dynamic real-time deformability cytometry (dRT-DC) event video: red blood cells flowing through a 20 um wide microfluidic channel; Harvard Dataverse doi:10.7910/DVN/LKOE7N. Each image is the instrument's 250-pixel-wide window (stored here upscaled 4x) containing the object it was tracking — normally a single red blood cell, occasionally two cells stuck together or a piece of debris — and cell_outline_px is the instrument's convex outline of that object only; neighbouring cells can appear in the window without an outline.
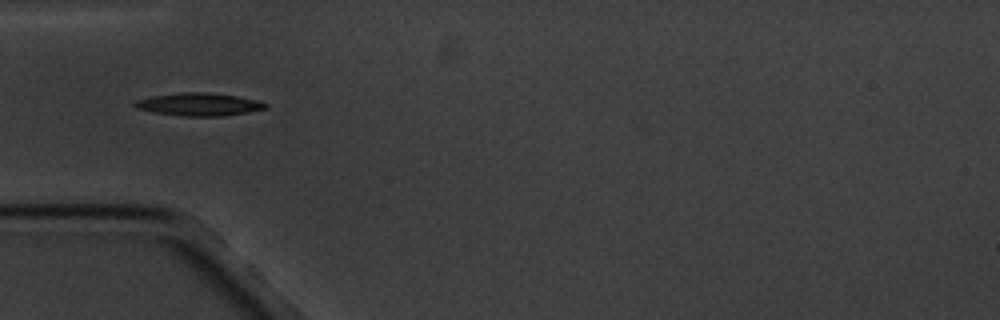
{"species": "common noctule bat (a hibernating species)", "species_latin": "Nyctalus noctula", "temperature_condition": "cold", "stored_images_in_passage": 5, "camera_frame_rate_fps": 3000, "um_per_image_px": 0.085, "animal": {"sex": "male", "body_mass_g": 20.1, "forearm_length_mm": 53.5}, "frame": {"image": 1, "passage_image": 5, "time_ms": 5.667, "image_size_px": [1000, 320], "cell_outline_px": [[268, 108], [248, 112], [220, 116], [184, 116], [152, 112], [136, 108], [132, 104], [132, 100], [152, 96], [184, 92], [208, 92], [236, 96], [256, 100], [268, 104]], "centroid_in_image_um": [16.86, 8.87], "position_along_channel_um": 68.1, "area_um2": 17.4}}